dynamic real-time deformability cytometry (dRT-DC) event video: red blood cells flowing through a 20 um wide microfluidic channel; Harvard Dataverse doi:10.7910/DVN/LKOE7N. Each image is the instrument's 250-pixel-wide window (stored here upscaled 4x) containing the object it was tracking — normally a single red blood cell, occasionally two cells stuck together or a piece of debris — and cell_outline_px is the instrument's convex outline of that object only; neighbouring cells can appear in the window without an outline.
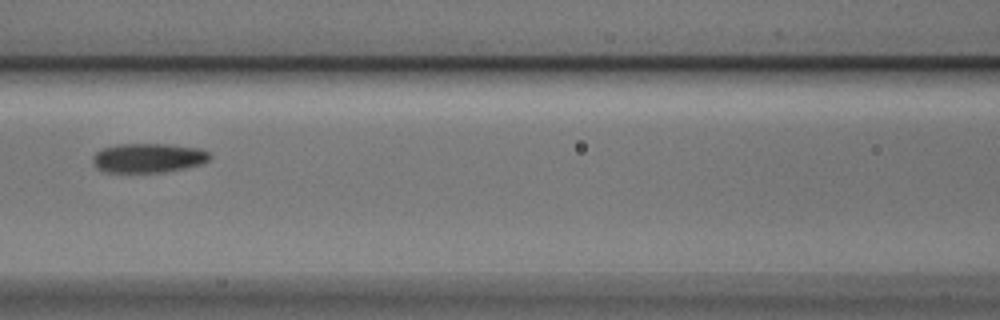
{"species": "Egyptian fruit bat (a non-hibernating species)", "species_latin": "Rousettus aegyptiacus", "temperature_condition": "cold", "stored_images_in_passage": 4, "camera_frame_rate_fps": 3000, "um_per_image_px": 0.085, "animal": {"sex": "male"}, "frame": {"image": 1, "passage_image": 4, "time_ms": 1.0, "image_size_px": [1000, 320], "cell_outline_px": [[212, 156], [208, 160], [200, 164], [184, 168], [160, 172], [104, 172], [96, 168], [92, 160], [92, 156], [100, 148], [116, 144], [168, 144], [200, 148], [212, 152]], "centroid_in_image_um": [12.59, 13.41], "position_along_channel_um": 154.0, "area_um2": 20.23}}